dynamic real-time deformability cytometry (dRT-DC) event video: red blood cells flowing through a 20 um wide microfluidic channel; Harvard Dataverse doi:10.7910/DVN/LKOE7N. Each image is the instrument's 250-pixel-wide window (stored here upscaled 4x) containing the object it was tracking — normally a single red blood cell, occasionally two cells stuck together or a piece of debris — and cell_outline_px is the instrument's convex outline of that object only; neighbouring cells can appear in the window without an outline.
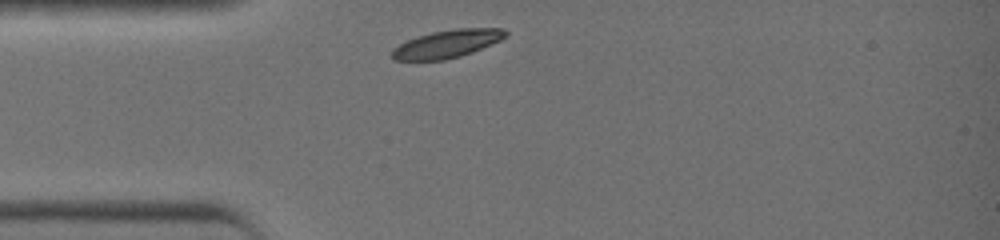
{"species": "common noctule bat (a hibernating species)", "species_latin": "Nyctalus noctula", "temperature_condition": "warm", "stored_images_in_passage": 26, "camera_frame_rate_fps": 3000, "um_per_image_px": 0.085, "animal": {"sex": "female", "body_mass_g": 19.0, "forearm_length_mm": 51.5}, "frame": {"image": 1, "passage_image": 1, "time_ms": 0.0, "image_size_px": [1000, 240], "cell_outline_px": [[508, 32], [500, 40], [472, 52], [460, 56], [444, 60], [392, 60], [392, 48], [408, 40], [432, 32], [456, 28], [504, 28]], "centroid_in_image_um": [38.0, 3.73], "position_along_channel_um": 47.0, "area_um2": 18.21}}
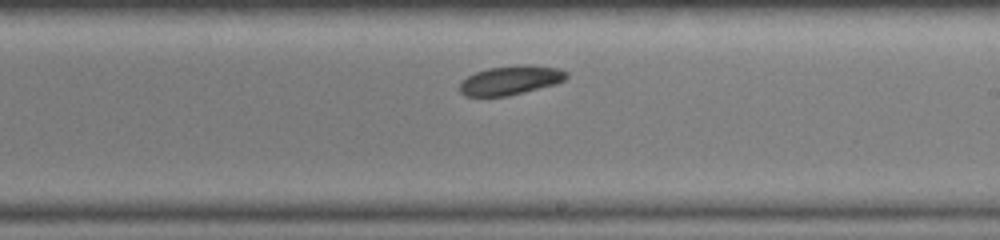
{"frame": {"image": 2, "passage_image": 15, "time_ms": 4.667, "image_size_px": [1000, 240], "cell_outline_px": [[568, 76], [564, 80], [556, 84], [508, 96], [464, 96], [460, 92], [460, 80], [476, 72], [488, 68], [516, 64], [528, 64], [560, 68], [568, 72]], "centroid_in_image_um": [43.41, 6.8], "position_along_channel_um": 245.6, "area_um2": 18.38}}
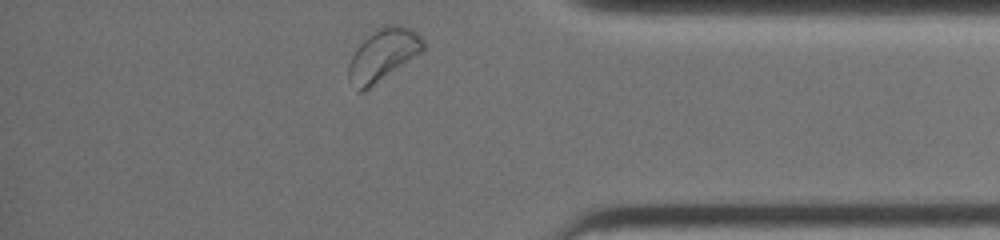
{"frame": {"image": 3, "passage_image": 26, "time_ms": 8.333, "image_size_px": [1000, 240], "cell_outline_px": [[424, 52], [368, 88], [360, 92], [348, 76], [348, 64], [356, 48], [368, 36], [384, 24], [400, 24], [412, 28], [424, 40]], "centroid_in_image_um": [32.61, 4.61], "position_along_channel_um": 402.6, "area_um2": 22.48}, "authors_computed_cell_mechanics": {"area_um2": 18.785, "velocity_mm_per_s": 4.5169, "shape_relaxation_time_tau1_ms": 0.7968, "shape_relaxation_time_tau2_ms": null, "deformation_change_tau1": 0.0423, "deformation_change_tau2": null}}